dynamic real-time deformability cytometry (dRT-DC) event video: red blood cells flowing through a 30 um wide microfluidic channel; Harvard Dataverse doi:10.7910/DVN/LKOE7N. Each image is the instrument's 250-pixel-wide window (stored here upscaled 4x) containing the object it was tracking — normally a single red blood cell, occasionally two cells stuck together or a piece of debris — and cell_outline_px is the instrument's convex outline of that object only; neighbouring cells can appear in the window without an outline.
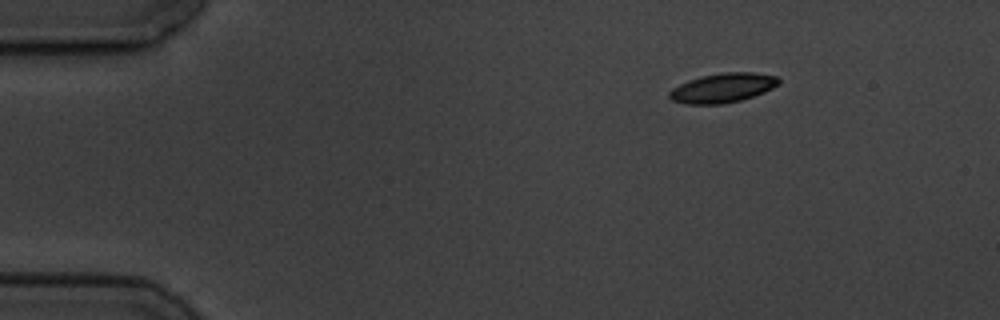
{"species": "common noctule bat (a hibernating species)", "species_latin": "Nyctalus noctula", "temperature_condition": "cold", "stored_images_in_passage": 6, "camera_frame_rate_fps": 3000, "um_per_image_px": 0.085, "animal": {"sex": "male", "body_mass_g": 19.5, "forearm_length_mm": 54.6}, "frame": {"image": 1, "passage_image": 1, "time_ms": 0.0, "image_size_px": [1000, 320], "cell_outline_px": [[780, 84], [764, 92], [740, 100], [724, 104], [684, 104], [672, 100], [668, 96], [668, 92], [672, 88], [688, 80], [700, 76], [720, 72], [752, 72], [776, 76], [780, 80]], "centroid_in_image_um": [61.41, 7.46], "position_along_channel_um": 23.6, "area_um2": 18.84}}
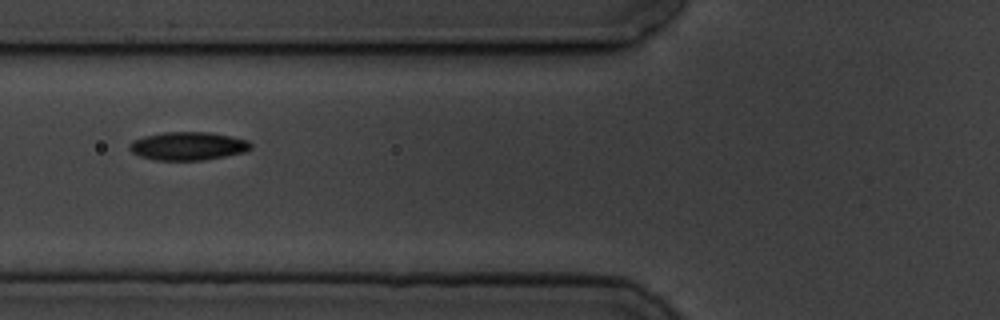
{"frame": {"image": 2, "passage_image": 5, "time_ms": 4.667, "image_size_px": [1000, 320], "cell_outline_px": [[252, 148], [244, 152], [204, 160], [156, 160], [140, 156], [132, 152], [128, 148], [128, 144], [132, 140], [144, 136], [164, 132], [208, 132], [232, 136], [248, 140], [252, 144]], "centroid_in_image_um": [15.97, 12.41], "position_along_channel_um": 109.8, "area_um2": 20.06}}
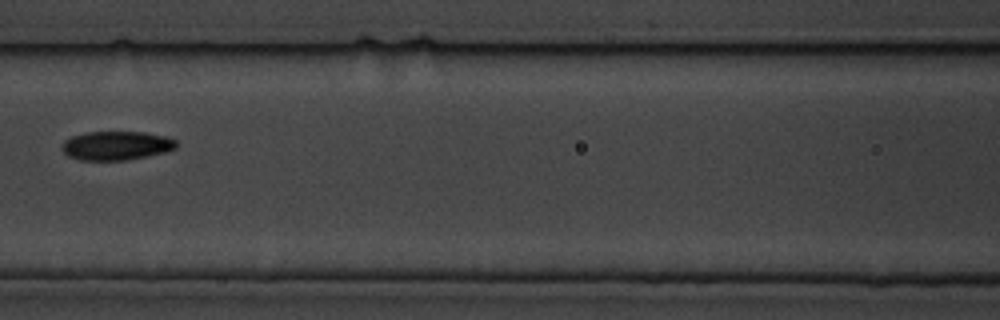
{"frame": {"image": 3, "passage_image": 6, "time_ms": 6.0, "image_size_px": [1000, 320], "cell_outline_px": [[176, 148], [164, 152], [148, 156], [124, 160], [80, 160], [68, 156], [60, 148], [64, 140], [72, 136], [84, 132], [144, 132], [164, 136], [176, 140]], "centroid_in_image_um": [9.85, 12.37], "position_along_channel_um": 156.8, "area_um2": 19.25}}